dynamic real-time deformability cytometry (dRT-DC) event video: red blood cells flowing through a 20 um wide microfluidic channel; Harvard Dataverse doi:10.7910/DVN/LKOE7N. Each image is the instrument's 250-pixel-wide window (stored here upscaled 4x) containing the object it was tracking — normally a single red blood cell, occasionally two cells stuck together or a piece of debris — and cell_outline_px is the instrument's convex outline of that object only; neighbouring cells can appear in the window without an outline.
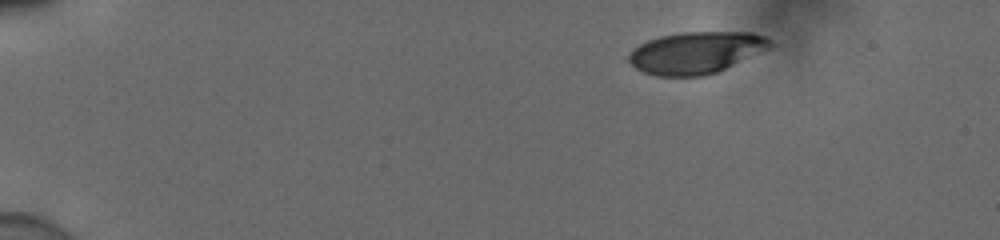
{"species": "human", "species_latin": "Homo sapiens", "temperature_condition": "cold", "stored_images_in_passage": 47, "camera_frame_rate_fps": 3000, "um_per_image_px": 0.085, "donor": {"sex": "male"}, "frame": {"image": 1, "passage_image": 1, "time_ms": 0.0, "image_size_px": [1000, 240], "cell_outline_px": [[776, 44], [772, 48], [716, 72], [704, 76], [656, 76], [644, 72], [636, 68], [628, 60], [628, 56], [632, 48], [648, 40], [660, 36], [684, 32], [752, 32], [764, 36]], "centroid_in_image_um": [59.2, 4.47], "position_along_channel_um": 25.8, "area_um2": 34.62}}
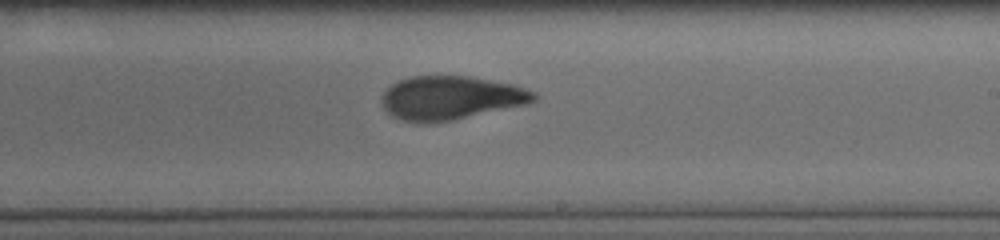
{"frame": {"image": 2, "passage_image": 27, "time_ms": 8.667, "image_size_px": [1000, 240], "cell_outline_px": [[536, 100], [528, 104], [452, 120], [400, 120], [392, 116], [384, 108], [384, 92], [396, 80], [408, 76], [468, 76], [512, 84], [536, 92]], "centroid_in_image_um": [38.35, 8.28], "position_along_channel_um": 250.6, "area_um2": 37.92}}
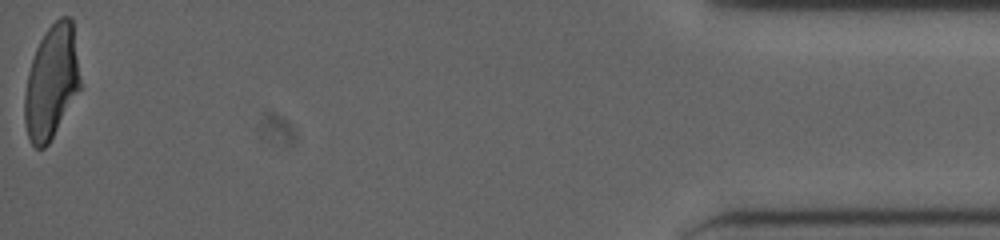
{"frame": {"image": 3, "passage_image": 47, "time_ms": 15.333, "image_size_px": [1000, 240], "cell_outline_px": [[80, 88], [48, 144], [44, 148], [36, 148], [32, 144], [28, 136], [24, 120], [24, 96], [28, 72], [36, 48], [44, 32], [60, 16], [72, 16], [80, 76]], "centroid_in_image_um": [4.37, 6.95], "position_along_channel_um": 430.8, "area_um2": 36.53}, "authors_computed_cell_mechanics": {"area_um2": 37.9168, "velocity_mm_per_s": 3.8986, "shape_relaxation_time_tau1_ms": 4.0814, "shape_relaxation_time_tau2_ms": 1.4676, "deformation_change_tau1": 0.1501, "deformation_change_tau2": 0.0803}}